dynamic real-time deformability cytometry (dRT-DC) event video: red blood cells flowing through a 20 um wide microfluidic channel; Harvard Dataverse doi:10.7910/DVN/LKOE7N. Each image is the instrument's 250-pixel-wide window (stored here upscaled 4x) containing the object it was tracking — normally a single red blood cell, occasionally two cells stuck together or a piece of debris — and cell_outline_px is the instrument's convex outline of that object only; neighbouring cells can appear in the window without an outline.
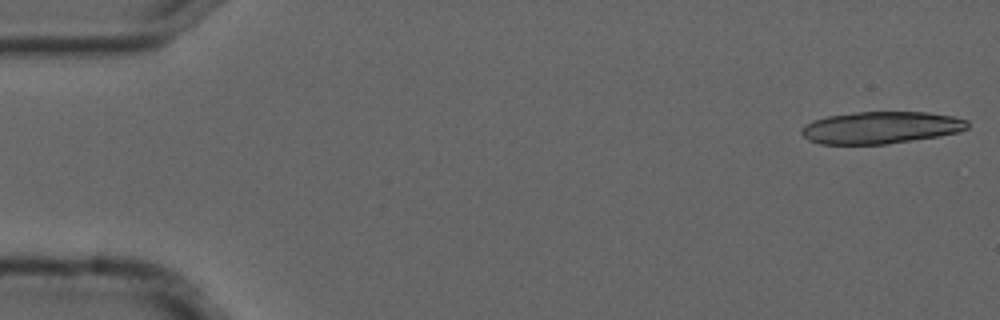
{"species": "common noctule bat (a hibernating species)", "species_latin": "Nyctalus noctula", "temperature_condition": "cold", "stored_images_in_passage": 17, "camera_frame_rate_fps": 3000, "um_per_image_px": 0.085, "animal": {"sex": "male", "forearm_length_mm": 52.5}, "frame": {"image": 1, "passage_image": 1, "time_ms": 0.0, "image_size_px": [1000, 320], "cell_outline_px": [[968, 128], [960, 132], [888, 144], [820, 144], [808, 140], [800, 132], [800, 128], [812, 120], [828, 116], [856, 112], [928, 112], [956, 116], [968, 120]], "centroid_in_image_um": [74.87, 10.84], "position_along_channel_um": 10.1, "area_um2": 31.21}}